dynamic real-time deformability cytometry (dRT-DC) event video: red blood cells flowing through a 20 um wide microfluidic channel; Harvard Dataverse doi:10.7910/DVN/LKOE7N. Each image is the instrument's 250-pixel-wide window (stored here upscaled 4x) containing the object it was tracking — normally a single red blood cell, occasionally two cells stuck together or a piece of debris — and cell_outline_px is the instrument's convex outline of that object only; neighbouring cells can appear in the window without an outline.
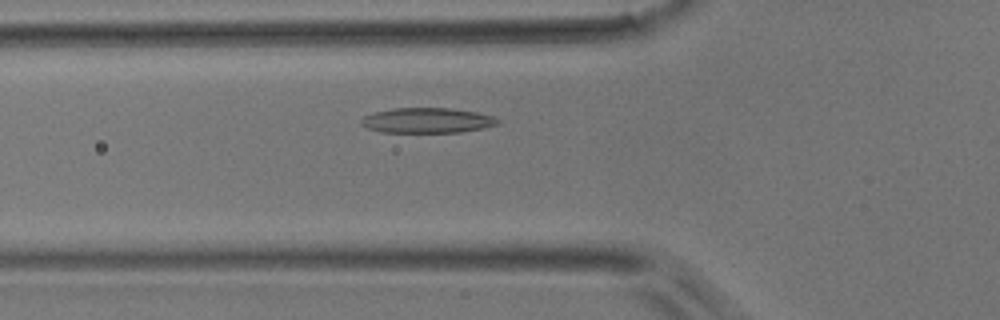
{"species": "common noctule bat (a hibernating species)", "species_latin": "Nyctalus noctula", "temperature_condition": "room temperature", "stored_images_in_passage": 43, "camera_frame_rate_fps": 3000, "um_per_image_px": 0.085, "animal": {"sex": "male", "body_mass_g": 17.9}, "frame": {"image": 1, "passage_image": 11, "time_ms": 3.333, "image_size_px": [1000, 320], "cell_outline_px": [[500, 124], [460, 132], [380, 132], [368, 128], [360, 124], [360, 120], [364, 116], [372, 112], [392, 108], [448, 108], [476, 112], [492, 116], [500, 120]], "centroid_in_image_um": [36.26, 10.23], "position_along_channel_um": 89.5, "area_um2": 20.0}}
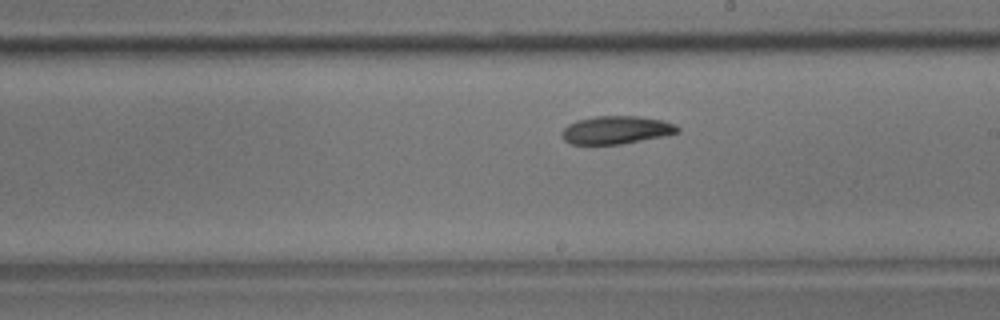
{"frame": {"image": 2, "passage_image": 22, "time_ms": 7.0, "image_size_px": [1000, 320], "cell_outline_px": [[680, 132], [664, 136], [620, 144], [568, 144], [560, 136], [560, 132], [568, 124], [576, 120], [596, 116], [636, 116], [664, 120], [676, 124], [680, 128]], "centroid_in_image_um": [52.36, 11.04], "position_along_channel_um": 236.6, "area_um2": 19.07}}
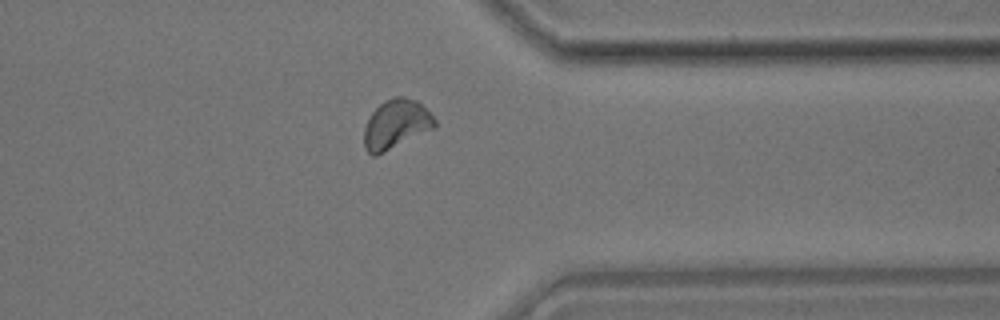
{"frame": {"image": 3, "passage_image": 33, "time_ms": 10.667, "image_size_px": [1000, 320], "cell_outline_px": [[436, 128], [376, 156], [372, 156], [364, 148], [364, 128], [372, 112], [384, 100], [396, 96], [404, 96], [416, 100], [436, 120]], "centroid_in_image_um": [33.66, 10.58], "position_along_channel_um": 377.7, "area_um2": 20.29}}